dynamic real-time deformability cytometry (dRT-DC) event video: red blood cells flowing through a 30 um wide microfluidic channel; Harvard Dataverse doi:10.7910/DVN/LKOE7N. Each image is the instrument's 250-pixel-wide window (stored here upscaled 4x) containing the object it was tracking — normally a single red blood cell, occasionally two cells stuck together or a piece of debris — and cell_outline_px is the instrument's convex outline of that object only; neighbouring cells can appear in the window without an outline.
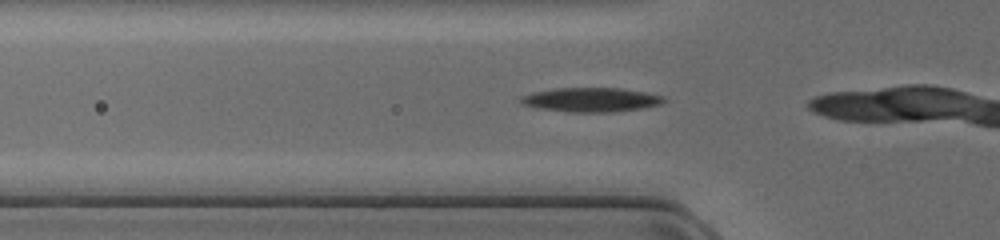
{"species": "common noctule bat (a hibernating species)", "species_latin": "Nyctalus noctula", "temperature_condition": "cold", "stored_images_in_passage": 6, "camera_frame_rate_fps": 3000, "um_per_image_px": 0.085, "animal": {"sex": "female", "body_mass_g": 17.0, "forearm_length_mm": 48.0}, "frame": {"image": 1, "passage_image": 2, "time_ms": 0.333, "image_size_px": [1000, 240], "cell_outline_px": [[668, 100], [660, 104], [644, 108], [616, 112], [572, 112], [540, 108], [524, 104], [520, 100], [520, 96], [536, 92], [556, 88], [620, 88], [644, 92], [664, 96]], "centroid_in_image_um": [50.32, 8.48], "position_along_channel_um": 75.5, "area_um2": 20.06}}
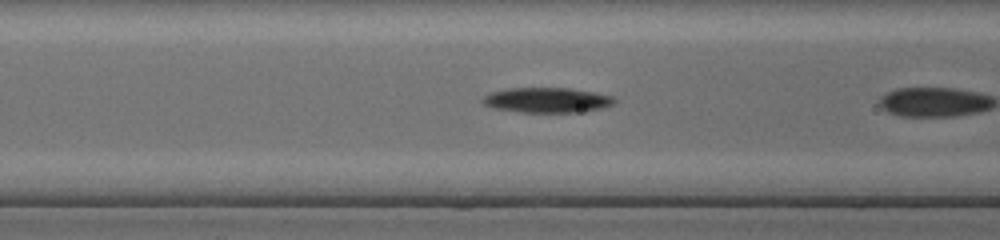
{"frame": {"image": 2, "passage_image": 5, "time_ms": 1.333, "image_size_px": [1000, 240], "cell_outline_px": [[616, 100], [612, 104], [600, 108], [576, 112], [520, 112], [496, 108], [484, 104], [484, 96], [492, 92], [508, 88], [568, 88], [592, 92], [612, 96]], "centroid_in_image_um": [46.49, 8.5], "position_along_channel_um": 120.1, "area_um2": 18.79}}